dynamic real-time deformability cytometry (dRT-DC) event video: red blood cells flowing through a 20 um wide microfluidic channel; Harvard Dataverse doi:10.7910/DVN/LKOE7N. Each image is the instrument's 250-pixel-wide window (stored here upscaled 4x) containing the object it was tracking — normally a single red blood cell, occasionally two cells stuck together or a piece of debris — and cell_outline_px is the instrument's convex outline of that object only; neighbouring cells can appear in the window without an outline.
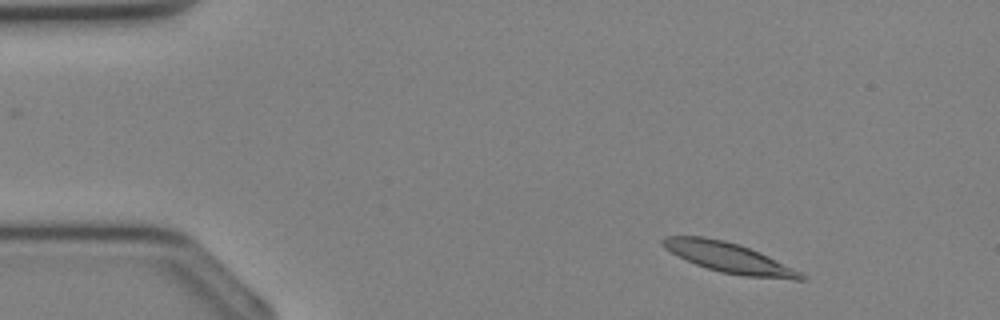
{"species": "Egyptian fruit bat (a non-hibernating species)", "species_latin": "Rousettus aegyptiacus", "temperature_condition": "cold", "stored_images_in_passage": 34, "camera_frame_rate_fps": 3000, "um_per_image_px": 0.085, "animal": {"sex": "female"}, "frame": {"image": 1, "passage_image": 3, "time_ms": 0.667, "image_size_px": [1000, 320], "cell_outline_px": [[808, 280], [792, 280], [744, 276], [720, 272], [696, 264], [664, 248], [660, 240], [664, 236], [704, 236], [724, 240], [740, 244], [760, 252], [808, 276]], "centroid_in_image_um": [62.0, 21.91], "position_along_channel_um": 23.0, "area_um2": 24.16}}
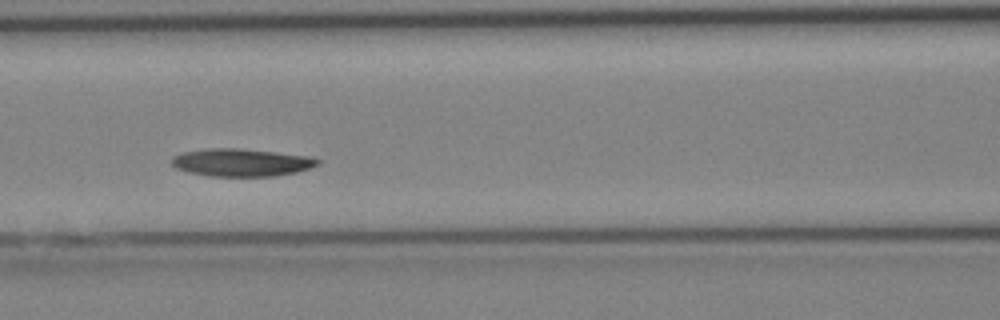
{"frame": {"image": 2, "passage_image": 14, "time_ms": 4.333, "image_size_px": [1000, 320], "cell_outline_px": [[320, 164], [296, 172], [276, 176], [208, 176], [188, 172], [176, 168], [172, 164], [172, 156], [184, 152], [208, 148], [236, 148], [312, 156], [320, 160]], "centroid_in_image_um": [20.52, 13.81], "position_along_channel_um": 146.1, "area_um2": 23.52}}
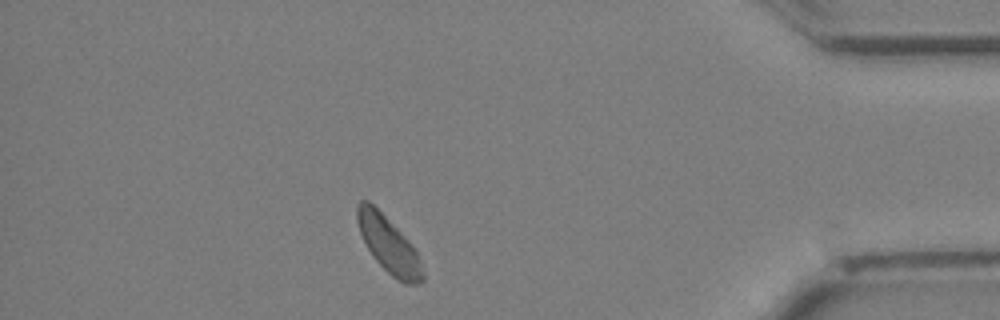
{"frame": {"image": 3, "passage_image": 30, "time_ms": 9.667, "image_size_px": [1000, 320], "cell_outline_px": [[424, 280], [420, 284], [404, 284], [396, 280], [372, 256], [360, 232], [356, 220], [356, 204], [360, 200], [368, 200], [416, 248], [424, 272]], "centroid_in_image_um": [33.05, 20.83], "position_along_channel_um": 402.2, "area_um2": 21.33}}